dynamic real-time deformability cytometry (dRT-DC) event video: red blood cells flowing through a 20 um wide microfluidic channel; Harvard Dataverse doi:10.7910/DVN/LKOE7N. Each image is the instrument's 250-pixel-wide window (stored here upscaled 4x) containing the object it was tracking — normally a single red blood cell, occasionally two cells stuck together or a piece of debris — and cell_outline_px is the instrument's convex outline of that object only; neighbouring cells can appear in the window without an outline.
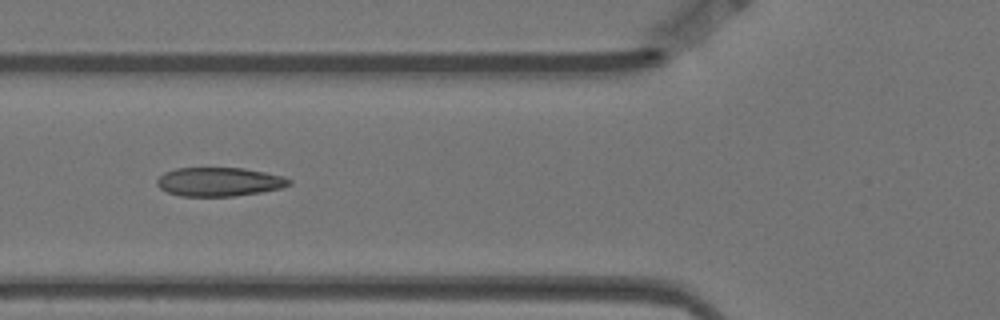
{"species": "Egyptian fruit bat (a non-hibernating species)", "species_latin": "Rousettus aegyptiacus", "temperature_condition": "warm", "stored_images_in_passage": 10, "camera_frame_rate_fps": 3000, "um_per_image_px": 0.085, "animal": {"sex": "female"}, "frame": {"image": 1, "passage_image": 6, "time_ms": 1.667, "image_size_px": [1000, 320], "cell_outline_px": [[292, 184], [280, 188], [260, 192], [232, 196], [180, 196], [168, 192], [160, 188], [156, 184], [156, 180], [164, 172], [176, 168], [244, 168], [284, 176], [292, 180]], "centroid_in_image_um": [18.63, 15.45], "position_along_channel_um": 107.2, "area_um2": 22.2}}
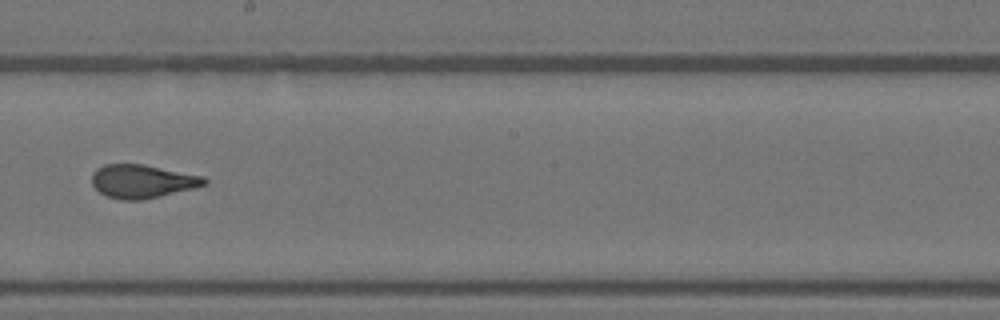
{"frame": {"image": 2, "passage_image": 9, "time_ms": 2.667, "image_size_px": [1000, 320], "cell_outline_px": [[208, 184], [196, 188], [160, 196], [140, 200], [120, 200], [108, 196], [100, 192], [92, 184], [92, 172], [96, 168], [104, 164], [144, 164], [204, 176], [208, 180]], "centroid_in_image_um": [12.12, 15.4], "position_along_channel_um": 236.1, "area_um2": 22.08}}
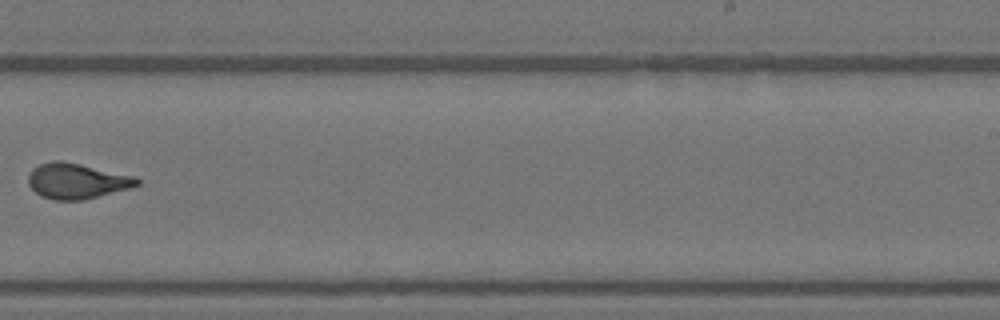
{"frame": {"image": 3, "passage_image": 10, "time_ms": 3.0, "image_size_px": [1000, 320], "cell_outline_px": [[140, 184], [132, 188], [84, 200], [56, 200], [40, 196], [28, 184], [28, 176], [32, 168], [40, 164], [52, 160], [64, 160], [136, 176], [140, 180]], "centroid_in_image_um": [6.55, 15.37], "position_along_channel_um": 282.4, "area_um2": 22.83}}